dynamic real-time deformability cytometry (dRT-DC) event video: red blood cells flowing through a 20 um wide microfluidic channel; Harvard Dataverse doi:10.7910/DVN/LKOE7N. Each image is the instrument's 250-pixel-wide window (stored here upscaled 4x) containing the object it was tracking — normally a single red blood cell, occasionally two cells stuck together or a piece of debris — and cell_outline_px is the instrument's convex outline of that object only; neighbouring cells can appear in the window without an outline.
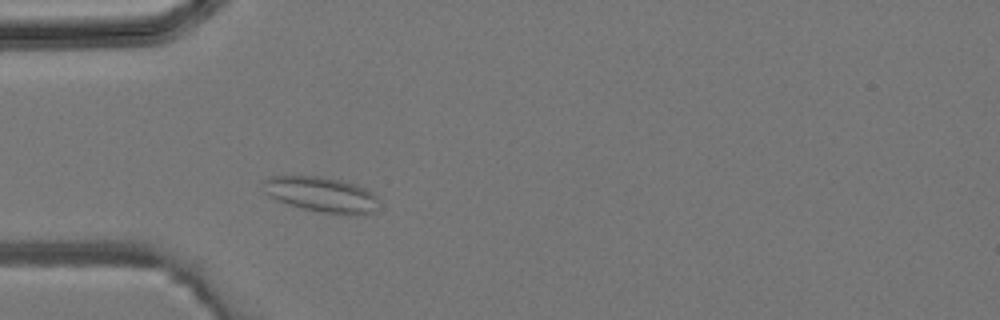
{"species": "common noctule bat (a hibernating species)", "species_latin": "Nyctalus noctula", "temperature_condition": "room temperature", "stored_images_in_passage": 3, "camera_frame_rate_fps": 3000, "um_per_image_px": 0.085, "animal": {"sex": "male", "body_mass_g": 19.2, "forearm_length_mm": 51.8}, "frame": {"image": 1, "passage_image": 3, "time_ms": 0.667, "image_size_px": [1000, 320], "cell_outline_px": [[380, 200], [376, 212], [320, 212], [288, 204], [268, 196], [264, 192], [264, 180], [268, 176], [320, 176], [340, 180], [356, 184], [372, 192]], "centroid_in_image_um": [27.29, 16.49], "position_along_channel_um": 57.7, "area_um2": 23.24}}